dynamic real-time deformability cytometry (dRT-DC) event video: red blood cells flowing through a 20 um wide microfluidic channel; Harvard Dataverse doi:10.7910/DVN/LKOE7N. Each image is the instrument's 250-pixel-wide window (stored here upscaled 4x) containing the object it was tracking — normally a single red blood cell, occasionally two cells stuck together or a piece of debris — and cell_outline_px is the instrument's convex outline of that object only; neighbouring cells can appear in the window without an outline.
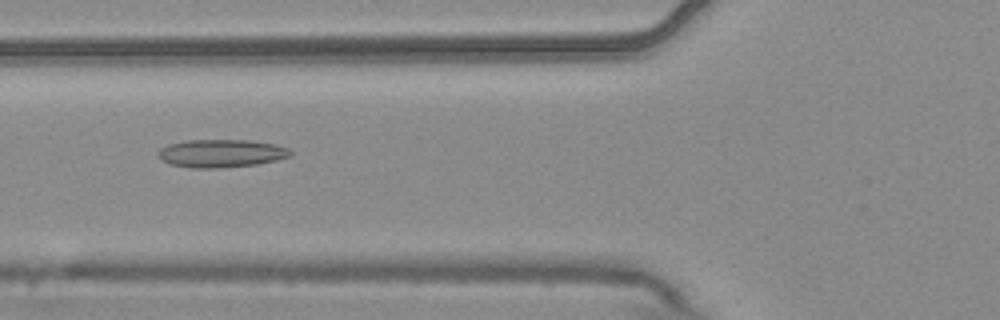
{"species": "common noctule bat (a hibernating species)", "species_latin": "Nyctalus noctula", "temperature_condition": "warm", "stored_images_in_passage": 7, "camera_frame_rate_fps": 3000, "um_per_image_px": 0.085, "animal": {"sex": "male", "body_mass_g": 20.4}, "frame": {"image": 1, "passage_image": 6, "time_ms": 1.667, "image_size_px": [1000, 320], "cell_outline_px": [[292, 156], [276, 160], [256, 164], [216, 168], [192, 168], [172, 164], [156, 156], [156, 152], [160, 148], [168, 144], [188, 140], [252, 140], [276, 144], [288, 148], [292, 152]], "centroid_in_image_um": [18.81, 13.02], "position_along_channel_um": 107.0, "area_um2": 21.62}}
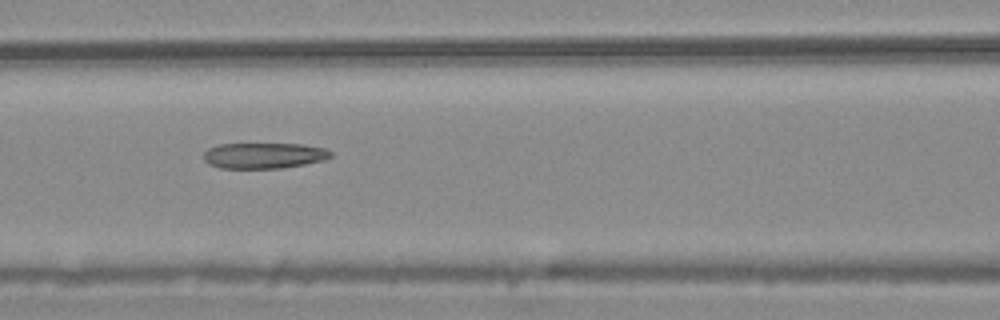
{"frame": {"image": 2, "passage_image": 7, "time_ms": 2.0, "image_size_px": [1000, 320], "cell_outline_px": [[332, 156], [324, 160], [304, 164], [280, 168], [220, 168], [208, 164], [204, 160], [204, 152], [208, 148], [216, 144], [304, 144], [324, 148], [332, 152]], "centroid_in_image_um": [22.41, 13.22], "position_along_channel_um": 144.2, "area_um2": 19.13}}